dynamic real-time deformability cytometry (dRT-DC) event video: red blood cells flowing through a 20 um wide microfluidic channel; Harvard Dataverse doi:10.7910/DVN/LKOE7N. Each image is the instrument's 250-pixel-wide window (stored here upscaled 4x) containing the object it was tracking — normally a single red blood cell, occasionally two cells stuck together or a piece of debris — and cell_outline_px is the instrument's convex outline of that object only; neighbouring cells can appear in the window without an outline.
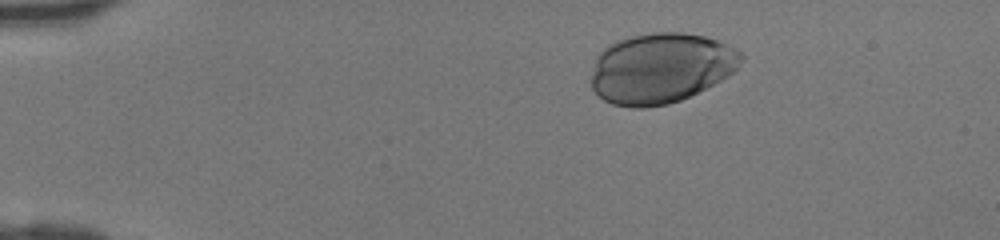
{"species": "human", "species_latin": "Homo sapiens", "temperature_condition": "room temperature", "stored_images_in_passage": 39, "camera_frame_rate_fps": 3000, "um_per_image_px": 0.085, "donor": {"sex": "female"}, "frame": {"image": 1, "passage_image": 7, "time_ms": 2.0, "image_size_px": [1000, 240], "cell_outline_px": [[744, 60], [736, 72], [680, 100], [668, 104], [644, 108], [632, 108], [612, 104], [604, 100], [592, 88], [588, 80], [596, 56], [608, 44], [616, 40], [628, 36], [652, 32], [684, 32], [704, 36], [728, 44], [740, 52], [744, 56]], "centroid_in_image_um": [56.14, 5.78], "position_along_channel_um": 28.9, "area_um2": 62.14}}